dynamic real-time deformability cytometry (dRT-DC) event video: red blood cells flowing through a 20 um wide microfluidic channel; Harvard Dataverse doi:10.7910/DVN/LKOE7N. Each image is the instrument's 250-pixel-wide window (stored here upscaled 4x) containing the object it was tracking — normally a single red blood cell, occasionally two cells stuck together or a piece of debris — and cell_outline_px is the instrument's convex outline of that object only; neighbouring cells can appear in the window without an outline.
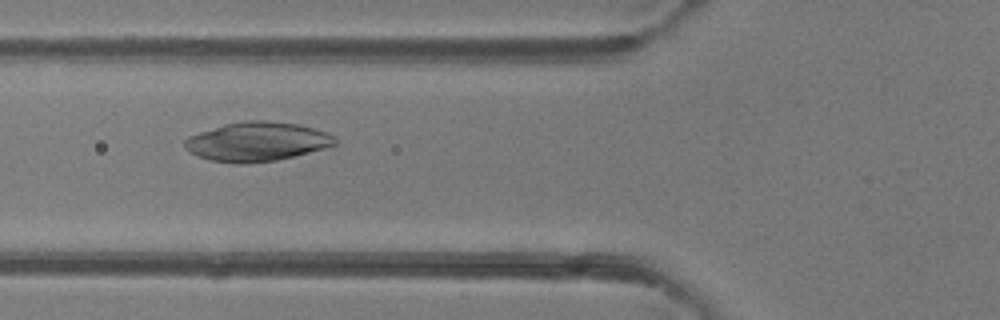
{"species": "common noctule bat (a hibernating species)", "species_latin": "Nyctalus noctula", "temperature_condition": "room temperature", "stored_images_in_passage": 29, "camera_frame_rate_fps": 3000, "um_per_image_px": 0.085, "animal": {"sex": "female"}, "frame": {"image": 1, "passage_image": 7, "time_ms": 2.0, "image_size_px": [1000, 320], "cell_outline_px": [[336, 144], [324, 148], [276, 160], [248, 164], [236, 164], [212, 160], [196, 156], [188, 152], [184, 148], [184, 140], [188, 136], [224, 124], [252, 120], [264, 120], [300, 124], [336, 136]], "centroid_in_image_um": [21.8, 12.04], "position_along_channel_um": 104.0, "area_um2": 34.22}}
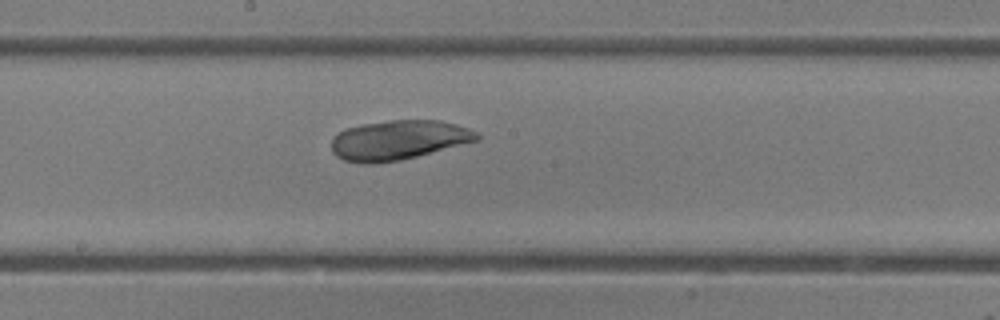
{"frame": {"image": 2, "passage_image": 15, "time_ms": 4.667, "image_size_px": [1000, 320], "cell_outline_px": [[480, 140], [400, 160], [372, 164], [364, 164], [344, 160], [336, 156], [332, 152], [332, 136], [348, 128], [364, 124], [392, 120], [440, 120], [456, 124], [468, 128], [476, 132], [480, 136]], "centroid_in_image_um": [33.87, 11.91], "position_along_channel_um": 214.3, "area_um2": 33.41}}
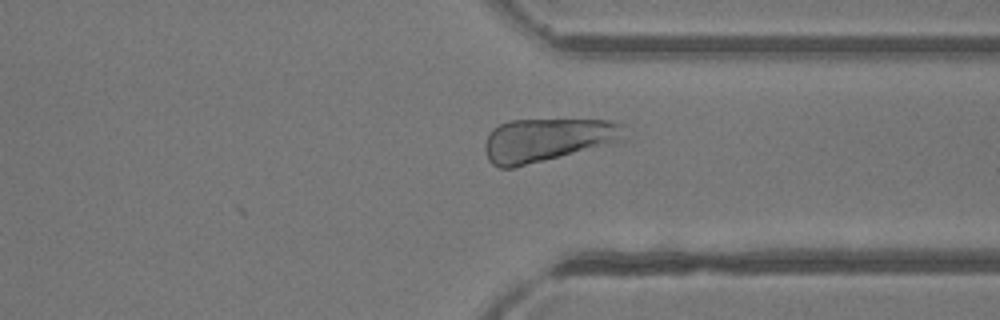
{"frame": {"image": 3, "passage_image": 26, "time_ms": 8.333, "image_size_px": [1000, 320], "cell_outline_px": [[628, 140], [516, 168], [500, 168], [492, 164], [488, 160], [484, 148], [484, 144], [492, 128], [500, 124], [512, 120], [612, 120], [624, 124]], "centroid_in_image_um": [46.58, 11.9], "position_along_channel_um": 364.8, "area_um2": 35.95}}